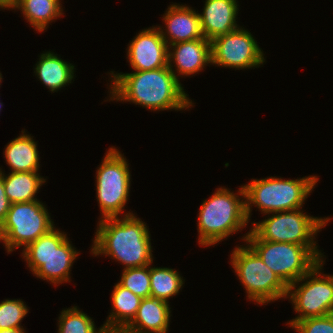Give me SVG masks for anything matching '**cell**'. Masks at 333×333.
<instances>
[{
	"label": "cell",
	"mask_w": 333,
	"mask_h": 333,
	"mask_svg": "<svg viewBox=\"0 0 333 333\" xmlns=\"http://www.w3.org/2000/svg\"><path fill=\"white\" fill-rule=\"evenodd\" d=\"M172 66L113 74L111 100L129 101L151 110H184L192 106Z\"/></svg>",
	"instance_id": "6da1fadb"
},
{
	"label": "cell",
	"mask_w": 333,
	"mask_h": 333,
	"mask_svg": "<svg viewBox=\"0 0 333 333\" xmlns=\"http://www.w3.org/2000/svg\"><path fill=\"white\" fill-rule=\"evenodd\" d=\"M140 220L130 212L122 219L100 220L91 253L109 255L124 264V269L153 263L149 230Z\"/></svg>",
	"instance_id": "7a4b0ae2"
},
{
	"label": "cell",
	"mask_w": 333,
	"mask_h": 333,
	"mask_svg": "<svg viewBox=\"0 0 333 333\" xmlns=\"http://www.w3.org/2000/svg\"><path fill=\"white\" fill-rule=\"evenodd\" d=\"M317 181L316 176L294 180H283L271 176L265 179H253L251 183L241 186L238 192L244 198L245 213L249 221L251 204L256 205L264 214L301 208Z\"/></svg>",
	"instance_id": "3957f363"
},
{
	"label": "cell",
	"mask_w": 333,
	"mask_h": 333,
	"mask_svg": "<svg viewBox=\"0 0 333 333\" xmlns=\"http://www.w3.org/2000/svg\"><path fill=\"white\" fill-rule=\"evenodd\" d=\"M245 201L226 188H218L209 200L203 201L198 216V242L214 245L246 226Z\"/></svg>",
	"instance_id": "277c9868"
},
{
	"label": "cell",
	"mask_w": 333,
	"mask_h": 333,
	"mask_svg": "<svg viewBox=\"0 0 333 333\" xmlns=\"http://www.w3.org/2000/svg\"><path fill=\"white\" fill-rule=\"evenodd\" d=\"M22 254L37 278L56 285L69 282V271L79 253L70 244L67 235L54 227L29 243Z\"/></svg>",
	"instance_id": "5b68a950"
},
{
	"label": "cell",
	"mask_w": 333,
	"mask_h": 333,
	"mask_svg": "<svg viewBox=\"0 0 333 333\" xmlns=\"http://www.w3.org/2000/svg\"><path fill=\"white\" fill-rule=\"evenodd\" d=\"M243 240L261 257L263 262L288 287L309 273L322 256L317 248L303 245L261 240L252 230Z\"/></svg>",
	"instance_id": "8992f818"
},
{
	"label": "cell",
	"mask_w": 333,
	"mask_h": 333,
	"mask_svg": "<svg viewBox=\"0 0 333 333\" xmlns=\"http://www.w3.org/2000/svg\"><path fill=\"white\" fill-rule=\"evenodd\" d=\"M231 255L232 266L250 300L264 304L286 299L288 287L249 245L236 247Z\"/></svg>",
	"instance_id": "52a82bcc"
},
{
	"label": "cell",
	"mask_w": 333,
	"mask_h": 333,
	"mask_svg": "<svg viewBox=\"0 0 333 333\" xmlns=\"http://www.w3.org/2000/svg\"><path fill=\"white\" fill-rule=\"evenodd\" d=\"M302 208L275 212L259 223H253L252 231L261 239L271 242H285L317 248L315 236L330 218H317L301 212ZM327 222V223H326Z\"/></svg>",
	"instance_id": "ba28073f"
},
{
	"label": "cell",
	"mask_w": 333,
	"mask_h": 333,
	"mask_svg": "<svg viewBox=\"0 0 333 333\" xmlns=\"http://www.w3.org/2000/svg\"><path fill=\"white\" fill-rule=\"evenodd\" d=\"M54 228L48 210L39 200L13 203L0 225V241L7 252L24 248Z\"/></svg>",
	"instance_id": "9c48e42d"
},
{
	"label": "cell",
	"mask_w": 333,
	"mask_h": 333,
	"mask_svg": "<svg viewBox=\"0 0 333 333\" xmlns=\"http://www.w3.org/2000/svg\"><path fill=\"white\" fill-rule=\"evenodd\" d=\"M96 171V191L102 217L115 218L122 213L128 201L130 170L126 158L111 147Z\"/></svg>",
	"instance_id": "30bf717a"
},
{
	"label": "cell",
	"mask_w": 333,
	"mask_h": 333,
	"mask_svg": "<svg viewBox=\"0 0 333 333\" xmlns=\"http://www.w3.org/2000/svg\"><path fill=\"white\" fill-rule=\"evenodd\" d=\"M322 257L309 273L288 286L287 296L293 302L295 312H300L299 316L291 321L333 314V283L329 275L321 276L320 271L324 263ZM300 281L305 283L297 287Z\"/></svg>",
	"instance_id": "8fae6325"
},
{
	"label": "cell",
	"mask_w": 333,
	"mask_h": 333,
	"mask_svg": "<svg viewBox=\"0 0 333 333\" xmlns=\"http://www.w3.org/2000/svg\"><path fill=\"white\" fill-rule=\"evenodd\" d=\"M265 61L264 54L251 33L237 28L211 41V63L229 68L258 67Z\"/></svg>",
	"instance_id": "7c38bea8"
},
{
	"label": "cell",
	"mask_w": 333,
	"mask_h": 333,
	"mask_svg": "<svg viewBox=\"0 0 333 333\" xmlns=\"http://www.w3.org/2000/svg\"><path fill=\"white\" fill-rule=\"evenodd\" d=\"M130 42L127 58L135 71L156 70L168 66L170 48L158 27L140 31Z\"/></svg>",
	"instance_id": "4fadbf2b"
},
{
	"label": "cell",
	"mask_w": 333,
	"mask_h": 333,
	"mask_svg": "<svg viewBox=\"0 0 333 333\" xmlns=\"http://www.w3.org/2000/svg\"><path fill=\"white\" fill-rule=\"evenodd\" d=\"M163 19L167 26L164 30L167 32H164L162 27L158 28L168 47L169 44L205 38L201 30L199 13L187 6L172 4Z\"/></svg>",
	"instance_id": "5bb4252c"
},
{
	"label": "cell",
	"mask_w": 333,
	"mask_h": 333,
	"mask_svg": "<svg viewBox=\"0 0 333 333\" xmlns=\"http://www.w3.org/2000/svg\"><path fill=\"white\" fill-rule=\"evenodd\" d=\"M236 0H206L203 13L199 14L201 30L209 41L237 29Z\"/></svg>",
	"instance_id": "9a60e30c"
},
{
	"label": "cell",
	"mask_w": 333,
	"mask_h": 333,
	"mask_svg": "<svg viewBox=\"0 0 333 333\" xmlns=\"http://www.w3.org/2000/svg\"><path fill=\"white\" fill-rule=\"evenodd\" d=\"M170 46L173 52L168 50V66L174 61L177 72L181 75L198 73L211 63V41L200 38L193 41L178 42Z\"/></svg>",
	"instance_id": "2e32d148"
},
{
	"label": "cell",
	"mask_w": 333,
	"mask_h": 333,
	"mask_svg": "<svg viewBox=\"0 0 333 333\" xmlns=\"http://www.w3.org/2000/svg\"><path fill=\"white\" fill-rule=\"evenodd\" d=\"M168 303L154 297L143 298L136 316L122 332L167 333L171 316Z\"/></svg>",
	"instance_id": "e0dca14e"
},
{
	"label": "cell",
	"mask_w": 333,
	"mask_h": 333,
	"mask_svg": "<svg viewBox=\"0 0 333 333\" xmlns=\"http://www.w3.org/2000/svg\"><path fill=\"white\" fill-rule=\"evenodd\" d=\"M113 312L109 315L103 327L108 333L122 331L136 316L142 298L124 288L119 283L112 291Z\"/></svg>",
	"instance_id": "ac0fdd59"
},
{
	"label": "cell",
	"mask_w": 333,
	"mask_h": 333,
	"mask_svg": "<svg viewBox=\"0 0 333 333\" xmlns=\"http://www.w3.org/2000/svg\"><path fill=\"white\" fill-rule=\"evenodd\" d=\"M22 131L5 148L4 155L11 172H37L39 170V151L33 137Z\"/></svg>",
	"instance_id": "d6986e66"
},
{
	"label": "cell",
	"mask_w": 333,
	"mask_h": 333,
	"mask_svg": "<svg viewBox=\"0 0 333 333\" xmlns=\"http://www.w3.org/2000/svg\"><path fill=\"white\" fill-rule=\"evenodd\" d=\"M35 73L39 80L54 93L71 83L74 78V66L49 51L40 55Z\"/></svg>",
	"instance_id": "ffe728a7"
},
{
	"label": "cell",
	"mask_w": 333,
	"mask_h": 333,
	"mask_svg": "<svg viewBox=\"0 0 333 333\" xmlns=\"http://www.w3.org/2000/svg\"><path fill=\"white\" fill-rule=\"evenodd\" d=\"M3 181L5 193L13 204L36 201L34 197L46 179L37 172H11L7 176L3 173Z\"/></svg>",
	"instance_id": "44dd1931"
},
{
	"label": "cell",
	"mask_w": 333,
	"mask_h": 333,
	"mask_svg": "<svg viewBox=\"0 0 333 333\" xmlns=\"http://www.w3.org/2000/svg\"><path fill=\"white\" fill-rule=\"evenodd\" d=\"M60 4V0H18L14 9L21 10L35 30L43 32L51 21L63 14Z\"/></svg>",
	"instance_id": "7402d4cb"
},
{
	"label": "cell",
	"mask_w": 333,
	"mask_h": 333,
	"mask_svg": "<svg viewBox=\"0 0 333 333\" xmlns=\"http://www.w3.org/2000/svg\"><path fill=\"white\" fill-rule=\"evenodd\" d=\"M183 283V278L175 269L150 267V297L168 302L170 297L179 293Z\"/></svg>",
	"instance_id": "603a6c76"
},
{
	"label": "cell",
	"mask_w": 333,
	"mask_h": 333,
	"mask_svg": "<svg viewBox=\"0 0 333 333\" xmlns=\"http://www.w3.org/2000/svg\"><path fill=\"white\" fill-rule=\"evenodd\" d=\"M58 333H108L102 326L97 330L94 321L76 306L62 310Z\"/></svg>",
	"instance_id": "cb8c5ba5"
},
{
	"label": "cell",
	"mask_w": 333,
	"mask_h": 333,
	"mask_svg": "<svg viewBox=\"0 0 333 333\" xmlns=\"http://www.w3.org/2000/svg\"><path fill=\"white\" fill-rule=\"evenodd\" d=\"M118 283L142 299L150 297V265L124 269Z\"/></svg>",
	"instance_id": "d4e9b609"
},
{
	"label": "cell",
	"mask_w": 333,
	"mask_h": 333,
	"mask_svg": "<svg viewBox=\"0 0 333 333\" xmlns=\"http://www.w3.org/2000/svg\"><path fill=\"white\" fill-rule=\"evenodd\" d=\"M28 309L20 299H6L0 303V330L23 329L21 320L27 315Z\"/></svg>",
	"instance_id": "484cf974"
},
{
	"label": "cell",
	"mask_w": 333,
	"mask_h": 333,
	"mask_svg": "<svg viewBox=\"0 0 333 333\" xmlns=\"http://www.w3.org/2000/svg\"><path fill=\"white\" fill-rule=\"evenodd\" d=\"M288 324L298 333H333V314L290 321Z\"/></svg>",
	"instance_id": "4316f807"
},
{
	"label": "cell",
	"mask_w": 333,
	"mask_h": 333,
	"mask_svg": "<svg viewBox=\"0 0 333 333\" xmlns=\"http://www.w3.org/2000/svg\"><path fill=\"white\" fill-rule=\"evenodd\" d=\"M10 206L11 203L4 189L3 172L0 169V225L5 220Z\"/></svg>",
	"instance_id": "83f0119b"
},
{
	"label": "cell",
	"mask_w": 333,
	"mask_h": 333,
	"mask_svg": "<svg viewBox=\"0 0 333 333\" xmlns=\"http://www.w3.org/2000/svg\"><path fill=\"white\" fill-rule=\"evenodd\" d=\"M17 3H18V0H0V8L14 9V7Z\"/></svg>",
	"instance_id": "f1b7e54d"
},
{
	"label": "cell",
	"mask_w": 333,
	"mask_h": 333,
	"mask_svg": "<svg viewBox=\"0 0 333 333\" xmlns=\"http://www.w3.org/2000/svg\"><path fill=\"white\" fill-rule=\"evenodd\" d=\"M0 333H25V330L24 329H16V328L2 329V330H0Z\"/></svg>",
	"instance_id": "f546056e"
},
{
	"label": "cell",
	"mask_w": 333,
	"mask_h": 333,
	"mask_svg": "<svg viewBox=\"0 0 333 333\" xmlns=\"http://www.w3.org/2000/svg\"><path fill=\"white\" fill-rule=\"evenodd\" d=\"M330 278H331V281H332V283H333V275H331V276H329Z\"/></svg>",
	"instance_id": "4dcf8cb0"
}]
</instances>
